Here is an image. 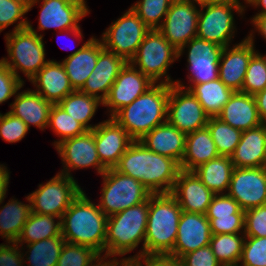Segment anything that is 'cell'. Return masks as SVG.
Segmentation results:
<instances>
[{
	"mask_svg": "<svg viewBox=\"0 0 266 266\" xmlns=\"http://www.w3.org/2000/svg\"><path fill=\"white\" fill-rule=\"evenodd\" d=\"M30 129L24 121L9 112L0 113V138L8 143L21 141Z\"/></svg>",
	"mask_w": 266,
	"mask_h": 266,
	"instance_id": "obj_45",
	"label": "cell"
},
{
	"mask_svg": "<svg viewBox=\"0 0 266 266\" xmlns=\"http://www.w3.org/2000/svg\"><path fill=\"white\" fill-rule=\"evenodd\" d=\"M144 266H184L180 259L168 255H145Z\"/></svg>",
	"mask_w": 266,
	"mask_h": 266,
	"instance_id": "obj_52",
	"label": "cell"
},
{
	"mask_svg": "<svg viewBox=\"0 0 266 266\" xmlns=\"http://www.w3.org/2000/svg\"><path fill=\"white\" fill-rule=\"evenodd\" d=\"M244 235L266 237V204L245 211Z\"/></svg>",
	"mask_w": 266,
	"mask_h": 266,
	"instance_id": "obj_47",
	"label": "cell"
},
{
	"mask_svg": "<svg viewBox=\"0 0 266 266\" xmlns=\"http://www.w3.org/2000/svg\"><path fill=\"white\" fill-rule=\"evenodd\" d=\"M207 127L220 156L231 157L241 140L242 132L218 117H209Z\"/></svg>",
	"mask_w": 266,
	"mask_h": 266,
	"instance_id": "obj_38",
	"label": "cell"
},
{
	"mask_svg": "<svg viewBox=\"0 0 266 266\" xmlns=\"http://www.w3.org/2000/svg\"><path fill=\"white\" fill-rule=\"evenodd\" d=\"M224 47L219 62V79L233 91H241L251 57L255 51L254 39L245 37L243 41Z\"/></svg>",
	"mask_w": 266,
	"mask_h": 266,
	"instance_id": "obj_21",
	"label": "cell"
},
{
	"mask_svg": "<svg viewBox=\"0 0 266 266\" xmlns=\"http://www.w3.org/2000/svg\"><path fill=\"white\" fill-rule=\"evenodd\" d=\"M10 172L7 170V167L3 164H0V204H3L4 199L6 198V191L8 190Z\"/></svg>",
	"mask_w": 266,
	"mask_h": 266,
	"instance_id": "obj_54",
	"label": "cell"
},
{
	"mask_svg": "<svg viewBox=\"0 0 266 266\" xmlns=\"http://www.w3.org/2000/svg\"><path fill=\"white\" fill-rule=\"evenodd\" d=\"M55 149L62 159L64 170L62 169L60 174L72 177L71 169L94 167L97 173L102 175L107 170L99 159L93 130H87L81 135L65 139L59 142Z\"/></svg>",
	"mask_w": 266,
	"mask_h": 266,
	"instance_id": "obj_16",
	"label": "cell"
},
{
	"mask_svg": "<svg viewBox=\"0 0 266 266\" xmlns=\"http://www.w3.org/2000/svg\"><path fill=\"white\" fill-rule=\"evenodd\" d=\"M189 91L196 97L209 117H217L234 92L219 78L206 83L195 84Z\"/></svg>",
	"mask_w": 266,
	"mask_h": 266,
	"instance_id": "obj_33",
	"label": "cell"
},
{
	"mask_svg": "<svg viewBox=\"0 0 266 266\" xmlns=\"http://www.w3.org/2000/svg\"><path fill=\"white\" fill-rule=\"evenodd\" d=\"M102 255L101 254H98L96 256V258H94L92 260V262L88 266H113V264L118 260L117 257H113V256L106 255V254L105 255L102 254ZM111 257L113 259H111ZM107 258H109V259H107Z\"/></svg>",
	"mask_w": 266,
	"mask_h": 266,
	"instance_id": "obj_56",
	"label": "cell"
},
{
	"mask_svg": "<svg viewBox=\"0 0 266 266\" xmlns=\"http://www.w3.org/2000/svg\"><path fill=\"white\" fill-rule=\"evenodd\" d=\"M130 7L102 33L103 47L129 62L150 31Z\"/></svg>",
	"mask_w": 266,
	"mask_h": 266,
	"instance_id": "obj_11",
	"label": "cell"
},
{
	"mask_svg": "<svg viewBox=\"0 0 266 266\" xmlns=\"http://www.w3.org/2000/svg\"><path fill=\"white\" fill-rule=\"evenodd\" d=\"M197 5H205V4H212V3H233L236 0H195Z\"/></svg>",
	"mask_w": 266,
	"mask_h": 266,
	"instance_id": "obj_59",
	"label": "cell"
},
{
	"mask_svg": "<svg viewBox=\"0 0 266 266\" xmlns=\"http://www.w3.org/2000/svg\"><path fill=\"white\" fill-rule=\"evenodd\" d=\"M219 156L211 133L206 126L186 135L185 153L180 169L193 171L200 165Z\"/></svg>",
	"mask_w": 266,
	"mask_h": 266,
	"instance_id": "obj_30",
	"label": "cell"
},
{
	"mask_svg": "<svg viewBox=\"0 0 266 266\" xmlns=\"http://www.w3.org/2000/svg\"><path fill=\"white\" fill-rule=\"evenodd\" d=\"M84 192L81 191L62 215L61 234L66 242L92 248L102 255L108 217Z\"/></svg>",
	"mask_w": 266,
	"mask_h": 266,
	"instance_id": "obj_2",
	"label": "cell"
},
{
	"mask_svg": "<svg viewBox=\"0 0 266 266\" xmlns=\"http://www.w3.org/2000/svg\"><path fill=\"white\" fill-rule=\"evenodd\" d=\"M212 235L244 233L245 214H231L230 216L208 219Z\"/></svg>",
	"mask_w": 266,
	"mask_h": 266,
	"instance_id": "obj_48",
	"label": "cell"
},
{
	"mask_svg": "<svg viewBox=\"0 0 266 266\" xmlns=\"http://www.w3.org/2000/svg\"><path fill=\"white\" fill-rule=\"evenodd\" d=\"M176 59H179L178 50L164 38L158 29H152L146 34L135 56L129 62L154 83L173 85L175 81L171 80L167 71Z\"/></svg>",
	"mask_w": 266,
	"mask_h": 266,
	"instance_id": "obj_7",
	"label": "cell"
},
{
	"mask_svg": "<svg viewBox=\"0 0 266 266\" xmlns=\"http://www.w3.org/2000/svg\"><path fill=\"white\" fill-rule=\"evenodd\" d=\"M22 4H24L28 9L31 6V4L34 2V0H15Z\"/></svg>",
	"mask_w": 266,
	"mask_h": 266,
	"instance_id": "obj_60",
	"label": "cell"
},
{
	"mask_svg": "<svg viewBox=\"0 0 266 266\" xmlns=\"http://www.w3.org/2000/svg\"><path fill=\"white\" fill-rule=\"evenodd\" d=\"M101 176L103 188L98 206L107 217L146 201L152 194L140 181L115 168L107 169Z\"/></svg>",
	"mask_w": 266,
	"mask_h": 266,
	"instance_id": "obj_8",
	"label": "cell"
},
{
	"mask_svg": "<svg viewBox=\"0 0 266 266\" xmlns=\"http://www.w3.org/2000/svg\"><path fill=\"white\" fill-rule=\"evenodd\" d=\"M182 209L171 193L149 196L145 255H169L174 248Z\"/></svg>",
	"mask_w": 266,
	"mask_h": 266,
	"instance_id": "obj_4",
	"label": "cell"
},
{
	"mask_svg": "<svg viewBox=\"0 0 266 266\" xmlns=\"http://www.w3.org/2000/svg\"><path fill=\"white\" fill-rule=\"evenodd\" d=\"M27 12H29L28 8L18 1L0 0V32L15 22L18 24L15 25L12 32L27 28L29 21L23 17Z\"/></svg>",
	"mask_w": 266,
	"mask_h": 266,
	"instance_id": "obj_42",
	"label": "cell"
},
{
	"mask_svg": "<svg viewBox=\"0 0 266 266\" xmlns=\"http://www.w3.org/2000/svg\"><path fill=\"white\" fill-rule=\"evenodd\" d=\"M252 1H253V0H244L245 4H250ZM236 2H237L238 4H241V3H240V0H236Z\"/></svg>",
	"mask_w": 266,
	"mask_h": 266,
	"instance_id": "obj_61",
	"label": "cell"
},
{
	"mask_svg": "<svg viewBox=\"0 0 266 266\" xmlns=\"http://www.w3.org/2000/svg\"><path fill=\"white\" fill-rule=\"evenodd\" d=\"M259 117L266 123V88L254 95Z\"/></svg>",
	"mask_w": 266,
	"mask_h": 266,
	"instance_id": "obj_55",
	"label": "cell"
},
{
	"mask_svg": "<svg viewBox=\"0 0 266 266\" xmlns=\"http://www.w3.org/2000/svg\"><path fill=\"white\" fill-rule=\"evenodd\" d=\"M114 168L140 181L152 194L171 193L181 170L174 159L150 151L141 141H133Z\"/></svg>",
	"mask_w": 266,
	"mask_h": 266,
	"instance_id": "obj_1",
	"label": "cell"
},
{
	"mask_svg": "<svg viewBox=\"0 0 266 266\" xmlns=\"http://www.w3.org/2000/svg\"><path fill=\"white\" fill-rule=\"evenodd\" d=\"M231 214H245L238 202L226 194H215L208 206L205 216L207 219L230 216Z\"/></svg>",
	"mask_w": 266,
	"mask_h": 266,
	"instance_id": "obj_46",
	"label": "cell"
},
{
	"mask_svg": "<svg viewBox=\"0 0 266 266\" xmlns=\"http://www.w3.org/2000/svg\"><path fill=\"white\" fill-rule=\"evenodd\" d=\"M245 8V5L237 2L201 5L196 37L222 47L230 46L236 29L233 11L241 16Z\"/></svg>",
	"mask_w": 266,
	"mask_h": 266,
	"instance_id": "obj_9",
	"label": "cell"
},
{
	"mask_svg": "<svg viewBox=\"0 0 266 266\" xmlns=\"http://www.w3.org/2000/svg\"><path fill=\"white\" fill-rule=\"evenodd\" d=\"M30 82L36 87L33 91L52 104H58L75 91L60 61L50 60Z\"/></svg>",
	"mask_w": 266,
	"mask_h": 266,
	"instance_id": "obj_24",
	"label": "cell"
},
{
	"mask_svg": "<svg viewBox=\"0 0 266 266\" xmlns=\"http://www.w3.org/2000/svg\"><path fill=\"white\" fill-rule=\"evenodd\" d=\"M8 58L1 60L24 83L20 70L30 81L50 60H45L43 35L38 34L31 23L27 28L7 33L5 36Z\"/></svg>",
	"mask_w": 266,
	"mask_h": 266,
	"instance_id": "obj_6",
	"label": "cell"
},
{
	"mask_svg": "<svg viewBox=\"0 0 266 266\" xmlns=\"http://www.w3.org/2000/svg\"><path fill=\"white\" fill-rule=\"evenodd\" d=\"M99 54L100 40L93 36L61 61L74 90L83 87L95 68Z\"/></svg>",
	"mask_w": 266,
	"mask_h": 266,
	"instance_id": "obj_26",
	"label": "cell"
},
{
	"mask_svg": "<svg viewBox=\"0 0 266 266\" xmlns=\"http://www.w3.org/2000/svg\"><path fill=\"white\" fill-rule=\"evenodd\" d=\"M23 86L24 83L0 59V104L15 96Z\"/></svg>",
	"mask_w": 266,
	"mask_h": 266,
	"instance_id": "obj_49",
	"label": "cell"
},
{
	"mask_svg": "<svg viewBox=\"0 0 266 266\" xmlns=\"http://www.w3.org/2000/svg\"><path fill=\"white\" fill-rule=\"evenodd\" d=\"M113 266H144V256H141L140 258L122 257L120 260H117Z\"/></svg>",
	"mask_w": 266,
	"mask_h": 266,
	"instance_id": "obj_57",
	"label": "cell"
},
{
	"mask_svg": "<svg viewBox=\"0 0 266 266\" xmlns=\"http://www.w3.org/2000/svg\"><path fill=\"white\" fill-rule=\"evenodd\" d=\"M97 255L92 248L65 242L56 266H88Z\"/></svg>",
	"mask_w": 266,
	"mask_h": 266,
	"instance_id": "obj_43",
	"label": "cell"
},
{
	"mask_svg": "<svg viewBox=\"0 0 266 266\" xmlns=\"http://www.w3.org/2000/svg\"><path fill=\"white\" fill-rule=\"evenodd\" d=\"M217 117L241 131L258 127L263 123L258 114L254 95L241 91L233 92Z\"/></svg>",
	"mask_w": 266,
	"mask_h": 266,
	"instance_id": "obj_27",
	"label": "cell"
},
{
	"mask_svg": "<svg viewBox=\"0 0 266 266\" xmlns=\"http://www.w3.org/2000/svg\"><path fill=\"white\" fill-rule=\"evenodd\" d=\"M17 242L0 244V266H23L26 260Z\"/></svg>",
	"mask_w": 266,
	"mask_h": 266,
	"instance_id": "obj_51",
	"label": "cell"
},
{
	"mask_svg": "<svg viewBox=\"0 0 266 266\" xmlns=\"http://www.w3.org/2000/svg\"><path fill=\"white\" fill-rule=\"evenodd\" d=\"M171 194L182 211L204 215L215 195L193 171L185 170L179 171Z\"/></svg>",
	"mask_w": 266,
	"mask_h": 266,
	"instance_id": "obj_23",
	"label": "cell"
},
{
	"mask_svg": "<svg viewBox=\"0 0 266 266\" xmlns=\"http://www.w3.org/2000/svg\"><path fill=\"white\" fill-rule=\"evenodd\" d=\"M174 0H139L131 6L149 29H158Z\"/></svg>",
	"mask_w": 266,
	"mask_h": 266,
	"instance_id": "obj_40",
	"label": "cell"
},
{
	"mask_svg": "<svg viewBox=\"0 0 266 266\" xmlns=\"http://www.w3.org/2000/svg\"><path fill=\"white\" fill-rule=\"evenodd\" d=\"M149 211V198L107 219L105 253L113 257L125 256L138 248L143 242L139 252L126 258H140L144 256V240Z\"/></svg>",
	"mask_w": 266,
	"mask_h": 266,
	"instance_id": "obj_5",
	"label": "cell"
},
{
	"mask_svg": "<svg viewBox=\"0 0 266 266\" xmlns=\"http://www.w3.org/2000/svg\"><path fill=\"white\" fill-rule=\"evenodd\" d=\"M245 237L244 233L212 235L209 246L222 265H238Z\"/></svg>",
	"mask_w": 266,
	"mask_h": 266,
	"instance_id": "obj_37",
	"label": "cell"
},
{
	"mask_svg": "<svg viewBox=\"0 0 266 266\" xmlns=\"http://www.w3.org/2000/svg\"><path fill=\"white\" fill-rule=\"evenodd\" d=\"M186 133L168 121L148 132L141 141L150 151L174 159L179 165L185 153Z\"/></svg>",
	"mask_w": 266,
	"mask_h": 266,
	"instance_id": "obj_28",
	"label": "cell"
},
{
	"mask_svg": "<svg viewBox=\"0 0 266 266\" xmlns=\"http://www.w3.org/2000/svg\"><path fill=\"white\" fill-rule=\"evenodd\" d=\"M65 242V239L59 236L26 244L28 251L23 257H27L26 260L30 262L28 266H56Z\"/></svg>",
	"mask_w": 266,
	"mask_h": 266,
	"instance_id": "obj_36",
	"label": "cell"
},
{
	"mask_svg": "<svg viewBox=\"0 0 266 266\" xmlns=\"http://www.w3.org/2000/svg\"><path fill=\"white\" fill-rule=\"evenodd\" d=\"M209 116L196 97L186 89L171 85L167 121L186 134L207 126Z\"/></svg>",
	"mask_w": 266,
	"mask_h": 266,
	"instance_id": "obj_15",
	"label": "cell"
},
{
	"mask_svg": "<svg viewBox=\"0 0 266 266\" xmlns=\"http://www.w3.org/2000/svg\"><path fill=\"white\" fill-rule=\"evenodd\" d=\"M249 5L262 8L256 15H266V0H253Z\"/></svg>",
	"mask_w": 266,
	"mask_h": 266,
	"instance_id": "obj_58",
	"label": "cell"
},
{
	"mask_svg": "<svg viewBox=\"0 0 266 266\" xmlns=\"http://www.w3.org/2000/svg\"><path fill=\"white\" fill-rule=\"evenodd\" d=\"M180 261L184 266H222L209 245L183 255Z\"/></svg>",
	"mask_w": 266,
	"mask_h": 266,
	"instance_id": "obj_50",
	"label": "cell"
},
{
	"mask_svg": "<svg viewBox=\"0 0 266 266\" xmlns=\"http://www.w3.org/2000/svg\"><path fill=\"white\" fill-rule=\"evenodd\" d=\"M170 88L169 84L155 83L130 105L120 109L113 118L134 141H139L167 121Z\"/></svg>",
	"mask_w": 266,
	"mask_h": 266,
	"instance_id": "obj_3",
	"label": "cell"
},
{
	"mask_svg": "<svg viewBox=\"0 0 266 266\" xmlns=\"http://www.w3.org/2000/svg\"><path fill=\"white\" fill-rule=\"evenodd\" d=\"M54 218L58 220H55ZM59 236H62L61 218L31 212L23 227L21 235L17 240V243L21 248H23L24 243L30 244L47 238Z\"/></svg>",
	"mask_w": 266,
	"mask_h": 266,
	"instance_id": "obj_34",
	"label": "cell"
},
{
	"mask_svg": "<svg viewBox=\"0 0 266 266\" xmlns=\"http://www.w3.org/2000/svg\"><path fill=\"white\" fill-rule=\"evenodd\" d=\"M211 236L210 223L204 214L182 211L174 248L168 256L180 259L189 252L208 246Z\"/></svg>",
	"mask_w": 266,
	"mask_h": 266,
	"instance_id": "obj_20",
	"label": "cell"
},
{
	"mask_svg": "<svg viewBox=\"0 0 266 266\" xmlns=\"http://www.w3.org/2000/svg\"><path fill=\"white\" fill-rule=\"evenodd\" d=\"M126 63L124 58L105 49L100 40V54L95 68L79 91L99 98L103 102Z\"/></svg>",
	"mask_w": 266,
	"mask_h": 266,
	"instance_id": "obj_22",
	"label": "cell"
},
{
	"mask_svg": "<svg viewBox=\"0 0 266 266\" xmlns=\"http://www.w3.org/2000/svg\"><path fill=\"white\" fill-rule=\"evenodd\" d=\"M266 88V54L258 51L251 57L244 77L242 92L255 95Z\"/></svg>",
	"mask_w": 266,
	"mask_h": 266,
	"instance_id": "obj_41",
	"label": "cell"
},
{
	"mask_svg": "<svg viewBox=\"0 0 266 266\" xmlns=\"http://www.w3.org/2000/svg\"><path fill=\"white\" fill-rule=\"evenodd\" d=\"M188 48V73L189 86H185L180 80L175 81V85L189 90L195 84H202L219 78V62L224 47L198 37L192 38L179 51L181 57Z\"/></svg>",
	"mask_w": 266,
	"mask_h": 266,
	"instance_id": "obj_12",
	"label": "cell"
},
{
	"mask_svg": "<svg viewBox=\"0 0 266 266\" xmlns=\"http://www.w3.org/2000/svg\"><path fill=\"white\" fill-rule=\"evenodd\" d=\"M25 198L29 204L12 198L0 208V236L5 238L6 242H17L32 212L29 196Z\"/></svg>",
	"mask_w": 266,
	"mask_h": 266,
	"instance_id": "obj_32",
	"label": "cell"
},
{
	"mask_svg": "<svg viewBox=\"0 0 266 266\" xmlns=\"http://www.w3.org/2000/svg\"><path fill=\"white\" fill-rule=\"evenodd\" d=\"M246 211L266 204V169L234 167L227 193Z\"/></svg>",
	"mask_w": 266,
	"mask_h": 266,
	"instance_id": "obj_17",
	"label": "cell"
},
{
	"mask_svg": "<svg viewBox=\"0 0 266 266\" xmlns=\"http://www.w3.org/2000/svg\"><path fill=\"white\" fill-rule=\"evenodd\" d=\"M49 127L60 137L59 140L53 143L54 146L65 139L76 137L87 131L80 122L72 118L58 104H53L51 107L48 122Z\"/></svg>",
	"mask_w": 266,
	"mask_h": 266,
	"instance_id": "obj_39",
	"label": "cell"
},
{
	"mask_svg": "<svg viewBox=\"0 0 266 266\" xmlns=\"http://www.w3.org/2000/svg\"><path fill=\"white\" fill-rule=\"evenodd\" d=\"M196 4L195 0H174L164 22L158 28L164 38L178 51L197 36L200 5Z\"/></svg>",
	"mask_w": 266,
	"mask_h": 266,
	"instance_id": "obj_14",
	"label": "cell"
},
{
	"mask_svg": "<svg viewBox=\"0 0 266 266\" xmlns=\"http://www.w3.org/2000/svg\"><path fill=\"white\" fill-rule=\"evenodd\" d=\"M40 15L38 31L54 28L59 29L60 33H70L75 37L83 38L79 21L90 13L85 0H34L29 7L40 3Z\"/></svg>",
	"mask_w": 266,
	"mask_h": 266,
	"instance_id": "obj_13",
	"label": "cell"
},
{
	"mask_svg": "<svg viewBox=\"0 0 266 266\" xmlns=\"http://www.w3.org/2000/svg\"><path fill=\"white\" fill-rule=\"evenodd\" d=\"M251 23L255 26V30H251V33L247 36L248 39H253L254 31L258 34L262 35V37L266 40V15H254L251 19Z\"/></svg>",
	"mask_w": 266,
	"mask_h": 266,
	"instance_id": "obj_53",
	"label": "cell"
},
{
	"mask_svg": "<svg viewBox=\"0 0 266 266\" xmlns=\"http://www.w3.org/2000/svg\"><path fill=\"white\" fill-rule=\"evenodd\" d=\"M237 168H258L266 164V123L242 132L241 140L231 156Z\"/></svg>",
	"mask_w": 266,
	"mask_h": 266,
	"instance_id": "obj_25",
	"label": "cell"
},
{
	"mask_svg": "<svg viewBox=\"0 0 266 266\" xmlns=\"http://www.w3.org/2000/svg\"><path fill=\"white\" fill-rule=\"evenodd\" d=\"M77 183L73 177L57 173L45 184H39V188L28 195L31 211L61 218L83 190Z\"/></svg>",
	"mask_w": 266,
	"mask_h": 266,
	"instance_id": "obj_10",
	"label": "cell"
},
{
	"mask_svg": "<svg viewBox=\"0 0 266 266\" xmlns=\"http://www.w3.org/2000/svg\"><path fill=\"white\" fill-rule=\"evenodd\" d=\"M239 266H266V237L246 236Z\"/></svg>",
	"mask_w": 266,
	"mask_h": 266,
	"instance_id": "obj_44",
	"label": "cell"
},
{
	"mask_svg": "<svg viewBox=\"0 0 266 266\" xmlns=\"http://www.w3.org/2000/svg\"><path fill=\"white\" fill-rule=\"evenodd\" d=\"M222 266H239V265H222Z\"/></svg>",
	"mask_w": 266,
	"mask_h": 266,
	"instance_id": "obj_62",
	"label": "cell"
},
{
	"mask_svg": "<svg viewBox=\"0 0 266 266\" xmlns=\"http://www.w3.org/2000/svg\"><path fill=\"white\" fill-rule=\"evenodd\" d=\"M93 131L101 163L107 169L114 168L134 140L113 117L99 122Z\"/></svg>",
	"mask_w": 266,
	"mask_h": 266,
	"instance_id": "obj_19",
	"label": "cell"
},
{
	"mask_svg": "<svg viewBox=\"0 0 266 266\" xmlns=\"http://www.w3.org/2000/svg\"><path fill=\"white\" fill-rule=\"evenodd\" d=\"M233 169L231 157L219 156L200 165L193 172L214 194H226Z\"/></svg>",
	"mask_w": 266,
	"mask_h": 266,
	"instance_id": "obj_31",
	"label": "cell"
},
{
	"mask_svg": "<svg viewBox=\"0 0 266 266\" xmlns=\"http://www.w3.org/2000/svg\"><path fill=\"white\" fill-rule=\"evenodd\" d=\"M16 94L8 112L24 121L29 129L31 125L41 130L48 128L49 113L53 104L33 90L17 91Z\"/></svg>",
	"mask_w": 266,
	"mask_h": 266,
	"instance_id": "obj_29",
	"label": "cell"
},
{
	"mask_svg": "<svg viewBox=\"0 0 266 266\" xmlns=\"http://www.w3.org/2000/svg\"><path fill=\"white\" fill-rule=\"evenodd\" d=\"M58 105L87 130H93L98 124L91 125L89 122L94 117L98 106L103 105V102L99 98L75 90Z\"/></svg>",
	"mask_w": 266,
	"mask_h": 266,
	"instance_id": "obj_35",
	"label": "cell"
},
{
	"mask_svg": "<svg viewBox=\"0 0 266 266\" xmlns=\"http://www.w3.org/2000/svg\"><path fill=\"white\" fill-rule=\"evenodd\" d=\"M155 83L140 70L127 62L111 86L103 106L109 108L113 117L120 109L130 105L137 97L145 93Z\"/></svg>",
	"mask_w": 266,
	"mask_h": 266,
	"instance_id": "obj_18",
	"label": "cell"
}]
</instances>
